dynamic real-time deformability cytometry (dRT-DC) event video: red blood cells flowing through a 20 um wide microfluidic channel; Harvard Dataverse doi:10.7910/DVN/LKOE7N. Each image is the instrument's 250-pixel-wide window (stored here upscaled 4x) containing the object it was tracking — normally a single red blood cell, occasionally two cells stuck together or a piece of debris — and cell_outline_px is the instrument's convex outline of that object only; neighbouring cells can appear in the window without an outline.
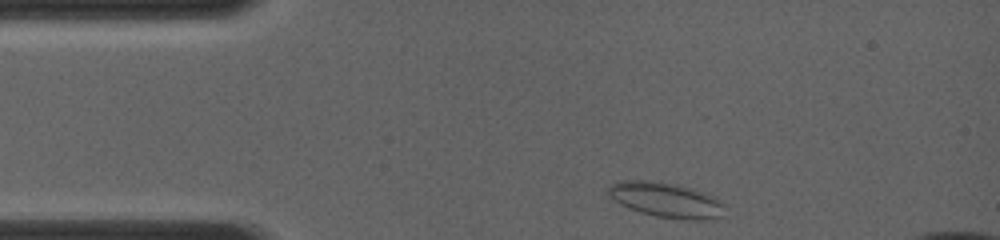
{"species": "common noctule bat (a hibernating species)", "species_latin": "Nyctalus noctula", "temperature_condition": "room temperature", "stored_images_in_passage": 13, "camera_frame_rate_fps": 4000, "um_per_image_px": 0.085, "animal": {"sex": "female", "body_mass_g": 19.0, "forearm_length_mm": 56.7}, "frame": {"image": 1, "passage_image": 1, "time_ms": 0.0, "image_size_px": [1000, 240], "cell_outline_px": [[724, 204], [720, 216], [704, 220], [692, 220], [656, 216], [640, 212], [628, 208], [620, 204], [608, 192], [608, 188], [612, 184], [620, 180], [644, 180], [672, 184], [692, 188], [712, 196], [720, 200]], "centroid_in_image_um": [56.6, 16.99], "position_along_channel_um": 28.4, "area_um2": 23.24}}
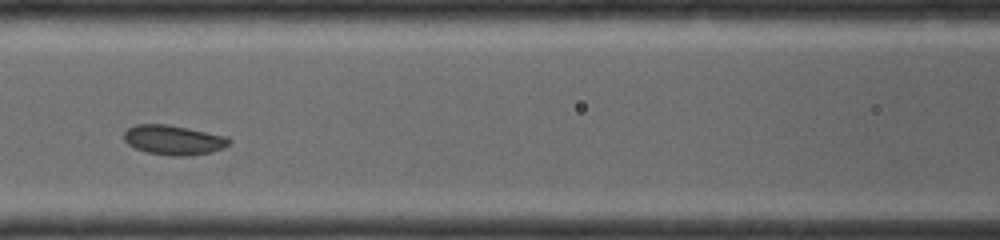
{"frame": {"image": 2, "passage_image": 5, "time_ms": 3.75, "image_size_px": [1000, 240], "cell_outline_px": [[232, 140], [224, 148], [212, 152], [188, 156], [172, 156], [148, 152], [136, 148], [128, 144], [124, 140], [124, 132], [128, 128], [136, 124], [168, 124], [228, 136]], "centroid_in_image_um": [14.78, 11.89], "position_along_channel_um": 151.8, "area_um2": 18.26}}
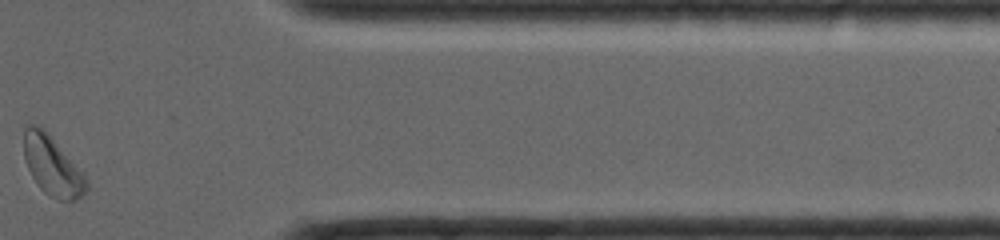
{"frame": {"image": 3, "passage_image": 13, "time_ms": 9.75, "image_size_px": [1000, 240], "cell_outline_px": [[88, 188], [76, 200], [60, 200], [44, 192], [40, 188], [32, 176], [24, 160], [24, 124], [36, 124], [52, 140], [88, 180]], "centroid_in_image_um": [4.4, 14.13], "position_along_channel_um": 407.0, "area_um2": 20.69}}